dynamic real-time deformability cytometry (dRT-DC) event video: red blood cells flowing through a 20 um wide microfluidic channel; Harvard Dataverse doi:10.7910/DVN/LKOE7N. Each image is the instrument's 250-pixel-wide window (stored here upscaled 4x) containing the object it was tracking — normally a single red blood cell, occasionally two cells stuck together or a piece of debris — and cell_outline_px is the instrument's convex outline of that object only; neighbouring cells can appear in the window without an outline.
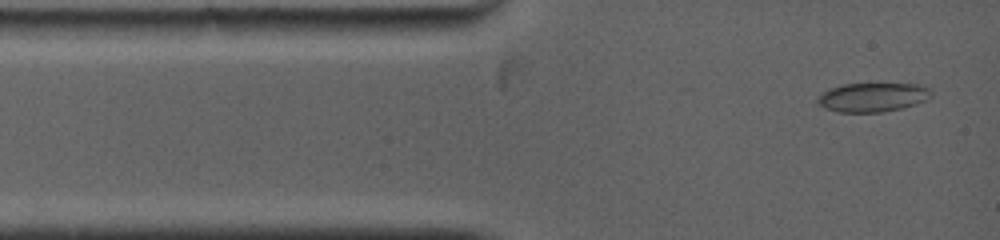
{"species": "common noctule bat (a hibernating species)", "species_latin": "Nyctalus noctula", "temperature_condition": "warm", "stored_images_in_passage": 12, "camera_frame_rate_fps": 5000, "um_per_image_px": 0.085, "animal": {"sex": "female", "body_mass_g": 19.0, "forearm_length_mm": 53.3}, "frame": {"image": 1, "passage_image": 2, "time_ms": 0.4, "image_size_px": [1000, 240], "cell_outline_px": [[932, 96], [928, 100], [904, 108], [884, 112], [836, 112], [824, 108], [816, 104], [816, 96], [832, 88], [844, 84], [916, 84], [932, 88]], "centroid_in_image_um": [74.2, 8.28], "position_along_channel_um": 10.8, "area_um2": 19.54}}
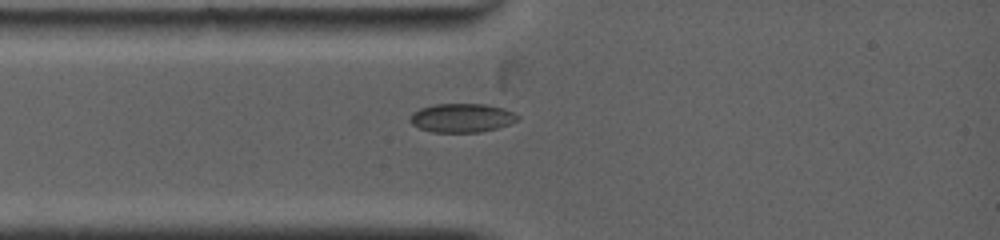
{"frame": {"image": 2, "passage_image": 8, "time_ms": 2.2, "image_size_px": [1000, 240], "cell_outline_px": [[520, 120], [496, 128], [480, 132], [432, 132], [420, 128], [412, 124], [408, 120], [408, 116], [412, 112], [420, 108], [436, 104], [484, 104], [504, 108], [520, 116]], "centroid_in_image_um": [39.23, 10.02], "position_along_channel_um": 45.8, "area_um2": 18.15}}
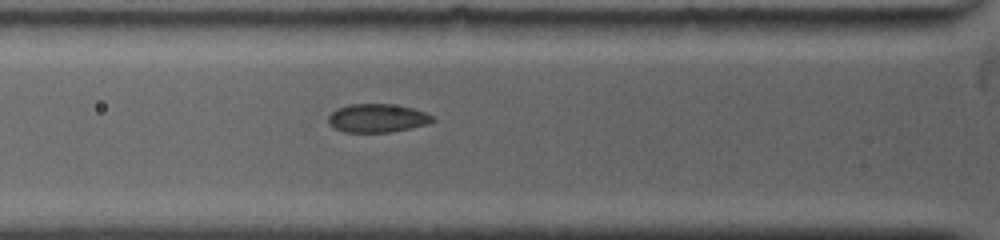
{"frame": {"image": 3, "passage_image": 12, "time_ms": 3.4, "image_size_px": [1000, 240], "cell_outline_px": [[436, 120], [428, 124], [392, 132], [344, 132], [328, 124], [328, 116], [336, 108], [348, 104], [392, 104], [412, 108], [424, 112], [432, 116]], "centroid_in_image_um": [32.05, 10.04], "position_along_channel_um": 93.7, "area_um2": 17.34}}